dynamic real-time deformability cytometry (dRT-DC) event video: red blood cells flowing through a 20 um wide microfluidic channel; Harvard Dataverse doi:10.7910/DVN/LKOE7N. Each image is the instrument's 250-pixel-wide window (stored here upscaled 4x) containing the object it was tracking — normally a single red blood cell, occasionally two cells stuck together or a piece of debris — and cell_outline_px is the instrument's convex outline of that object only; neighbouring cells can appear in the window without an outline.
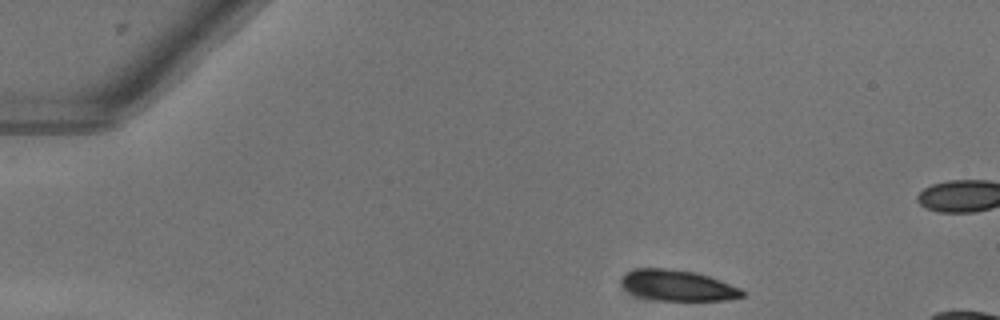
{"species": "common noctule bat (a hibernating species)", "species_latin": "Nyctalus noctula", "temperature_condition": "warm", "stored_images_in_passage": 44, "camera_frame_rate_fps": 3000, "um_per_image_px": 0.085, "animal": {"sex": "female"}, "frame": {"image": 1, "passage_image": 1, "time_ms": 0.0, "image_size_px": [1000, 320], "cell_outline_px": [[744, 296], [724, 300], [660, 300], [640, 296], [624, 288], [620, 284], [620, 280], [624, 272], [636, 268], [672, 268], [696, 272], [744, 288]], "centroid_in_image_um": [57.61, 24.24], "position_along_channel_um": 27.4, "area_um2": 21.85}}
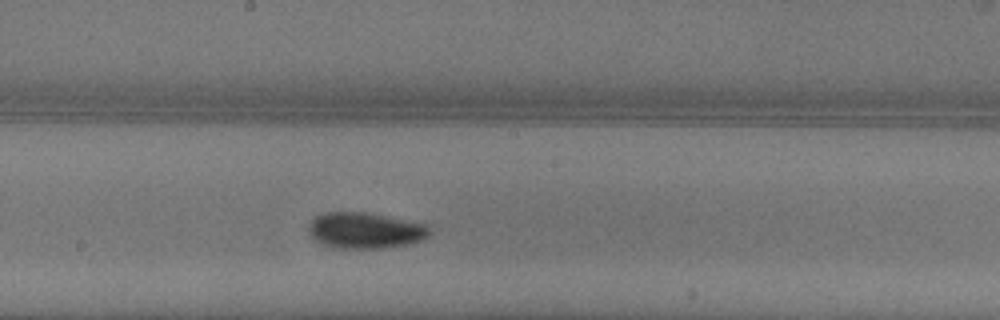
{"frame": {"image": 2, "passage_image": 21, "time_ms": 6.667, "image_size_px": [1000, 320], "cell_outline_px": [[432, 232], [428, 236], [420, 240], [408, 244], [384, 248], [340, 248], [324, 244], [316, 240], [308, 232], [308, 224], [316, 216], [324, 212], [364, 212], [428, 224], [432, 228]], "centroid_in_image_um": [31.07, 19.58], "position_along_channel_um": 217.1, "area_um2": 25.37}}
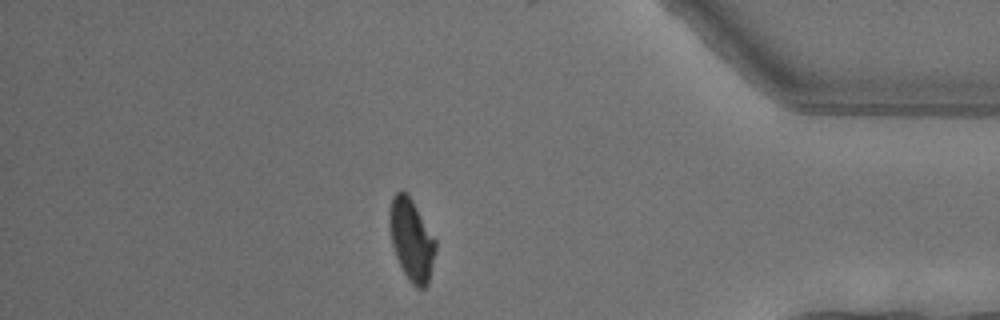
{"frame": {"image": 3, "passage_image": 37, "time_ms": 12.0, "image_size_px": [1000, 320], "cell_outline_px": [[436, 248], [428, 284], [424, 288], [416, 288], [408, 280], [396, 256], [392, 244], [388, 228], [388, 212], [392, 196], [400, 188], [408, 192], [436, 240]], "centroid_in_image_um": [34.95, 20.32], "position_along_channel_um": 400.3, "area_um2": 22.31}}